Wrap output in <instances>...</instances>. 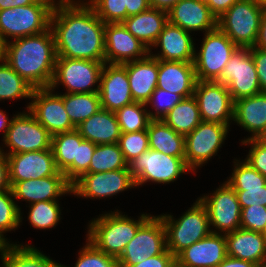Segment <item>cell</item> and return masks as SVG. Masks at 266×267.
<instances>
[{"label": "cell", "mask_w": 266, "mask_h": 267, "mask_svg": "<svg viewBox=\"0 0 266 267\" xmlns=\"http://www.w3.org/2000/svg\"><path fill=\"white\" fill-rule=\"evenodd\" d=\"M57 5L50 19L57 58L105 62L106 24L89 3Z\"/></svg>", "instance_id": "1"}, {"label": "cell", "mask_w": 266, "mask_h": 267, "mask_svg": "<svg viewBox=\"0 0 266 267\" xmlns=\"http://www.w3.org/2000/svg\"><path fill=\"white\" fill-rule=\"evenodd\" d=\"M55 39L47 31L4 44L3 59L33 88L50 87L56 65Z\"/></svg>", "instance_id": "2"}, {"label": "cell", "mask_w": 266, "mask_h": 267, "mask_svg": "<svg viewBox=\"0 0 266 267\" xmlns=\"http://www.w3.org/2000/svg\"><path fill=\"white\" fill-rule=\"evenodd\" d=\"M149 217L142 214L140 219L134 221L118 211L105 214L90 223L88 240L102 252L118 259Z\"/></svg>", "instance_id": "3"}, {"label": "cell", "mask_w": 266, "mask_h": 267, "mask_svg": "<svg viewBox=\"0 0 266 267\" xmlns=\"http://www.w3.org/2000/svg\"><path fill=\"white\" fill-rule=\"evenodd\" d=\"M54 4L48 0H38L28 6H17L0 11V38L5 44L9 37L17 39L37 35L50 28Z\"/></svg>", "instance_id": "4"}, {"label": "cell", "mask_w": 266, "mask_h": 267, "mask_svg": "<svg viewBox=\"0 0 266 267\" xmlns=\"http://www.w3.org/2000/svg\"><path fill=\"white\" fill-rule=\"evenodd\" d=\"M160 217L166 230L167 249L175 257L193 243L211 233H218L216 230H210L208 212L199 199L176 221L171 215H161Z\"/></svg>", "instance_id": "5"}, {"label": "cell", "mask_w": 266, "mask_h": 267, "mask_svg": "<svg viewBox=\"0 0 266 267\" xmlns=\"http://www.w3.org/2000/svg\"><path fill=\"white\" fill-rule=\"evenodd\" d=\"M262 13L257 0H239L217 19V27L239 48H251L258 38Z\"/></svg>", "instance_id": "6"}, {"label": "cell", "mask_w": 266, "mask_h": 267, "mask_svg": "<svg viewBox=\"0 0 266 267\" xmlns=\"http://www.w3.org/2000/svg\"><path fill=\"white\" fill-rule=\"evenodd\" d=\"M238 46L218 27L205 33L198 55L194 56L197 81H217Z\"/></svg>", "instance_id": "7"}, {"label": "cell", "mask_w": 266, "mask_h": 267, "mask_svg": "<svg viewBox=\"0 0 266 267\" xmlns=\"http://www.w3.org/2000/svg\"><path fill=\"white\" fill-rule=\"evenodd\" d=\"M128 166L136 186L148 181L156 183L174 182L180 174L190 170L182 158L152 149L144 151Z\"/></svg>", "instance_id": "8"}, {"label": "cell", "mask_w": 266, "mask_h": 267, "mask_svg": "<svg viewBox=\"0 0 266 267\" xmlns=\"http://www.w3.org/2000/svg\"><path fill=\"white\" fill-rule=\"evenodd\" d=\"M167 250L166 230L160 216H150L117 259L119 267H131Z\"/></svg>", "instance_id": "9"}, {"label": "cell", "mask_w": 266, "mask_h": 267, "mask_svg": "<svg viewBox=\"0 0 266 267\" xmlns=\"http://www.w3.org/2000/svg\"><path fill=\"white\" fill-rule=\"evenodd\" d=\"M105 62L73 58H56L51 90L59 84L66 86L67 93H99L100 85L91 88L98 81Z\"/></svg>", "instance_id": "10"}, {"label": "cell", "mask_w": 266, "mask_h": 267, "mask_svg": "<svg viewBox=\"0 0 266 267\" xmlns=\"http://www.w3.org/2000/svg\"><path fill=\"white\" fill-rule=\"evenodd\" d=\"M217 82L227 86L233 101L261 93L250 48L236 49Z\"/></svg>", "instance_id": "11"}, {"label": "cell", "mask_w": 266, "mask_h": 267, "mask_svg": "<svg viewBox=\"0 0 266 267\" xmlns=\"http://www.w3.org/2000/svg\"><path fill=\"white\" fill-rule=\"evenodd\" d=\"M14 116L4 137L7 154L51 149L52 135L30 113Z\"/></svg>", "instance_id": "12"}, {"label": "cell", "mask_w": 266, "mask_h": 267, "mask_svg": "<svg viewBox=\"0 0 266 267\" xmlns=\"http://www.w3.org/2000/svg\"><path fill=\"white\" fill-rule=\"evenodd\" d=\"M229 125L202 121L185 136V163L190 170L204 164L221 147Z\"/></svg>", "instance_id": "13"}, {"label": "cell", "mask_w": 266, "mask_h": 267, "mask_svg": "<svg viewBox=\"0 0 266 267\" xmlns=\"http://www.w3.org/2000/svg\"><path fill=\"white\" fill-rule=\"evenodd\" d=\"M193 96L202 121L229 125L234 118V101L224 84L217 81H197Z\"/></svg>", "instance_id": "14"}, {"label": "cell", "mask_w": 266, "mask_h": 267, "mask_svg": "<svg viewBox=\"0 0 266 267\" xmlns=\"http://www.w3.org/2000/svg\"><path fill=\"white\" fill-rule=\"evenodd\" d=\"M31 98L29 112L52 136L76 129L64 108L63 95L52 94L50 87L34 88Z\"/></svg>", "instance_id": "15"}, {"label": "cell", "mask_w": 266, "mask_h": 267, "mask_svg": "<svg viewBox=\"0 0 266 267\" xmlns=\"http://www.w3.org/2000/svg\"><path fill=\"white\" fill-rule=\"evenodd\" d=\"M135 187L129 166L125 169L85 173L72 184V193L82 197L103 198Z\"/></svg>", "instance_id": "16"}, {"label": "cell", "mask_w": 266, "mask_h": 267, "mask_svg": "<svg viewBox=\"0 0 266 267\" xmlns=\"http://www.w3.org/2000/svg\"><path fill=\"white\" fill-rule=\"evenodd\" d=\"M199 200L206 207L210 225L224 234L240 228L241 207L236 191L227 182L212 196H203Z\"/></svg>", "instance_id": "17"}, {"label": "cell", "mask_w": 266, "mask_h": 267, "mask_svg": "<svg viewBox=\"0 0 266 267\" xmlns=\"http://www.w3.org/2000/svg\"><path fill=\"white\" fill-rule=\"evenodd\" d=\"M104 39L106 64H125L141 60L151 52L125 28L122 22L106 23Z\"/></svg>", "instance_id": "18"}, {"label": "cell", "mask_w": 266, "mask_h": 267, "mask_svg": "<svg viewBox=\"0 0 266 267\" xmlns=\"http://www.w3.org/2000/svg\"><path fill=\"white\" fill-rule=\"evenodd\" d=\"M6 155L9 182L45 178L58 172L52 149Z\"/></svg>", "instance_id": "19"}, {"label": "cell", "mask_w": 266, "mask_h": 267, "mask_svg": "<svg viewBox=\"0 0 266 267\" xmlns=\"http://www.w3.org/2000/svg\"><path fill=\"white\" fill-rule=\"evenodd\" d=\"M99 95L101 108L116 112L125 105L134 102L127 77V70L122 64L103 66Z\"/></svg>", "instance_id": "20"}, {"label": "cell", "mask_w": 266, "mask_h": 267, "mask_svg": "<svg viewBox=\"0 0 266 267\" xmlns=\"http://www.w3.org/2000/svg\"><path fill=\"white\" fill-rule=\"evenodd\" d=\"M10 185L14 198L26 200L31 204L55 201L63 194L72 193V184L66 179L64 173L59 171L53 176L10 182Z\"/></svg>", "instance_id": "21"}, {"label": "cell", "mask_w": 266, "mask_h": 267, "mask_svg": "<svg viewBox=\"0 0 266 267\" xmlns=\"http://www.w3.org/2000/svg\"><path fill=\"white\" fill-rule=\"evenodd\" d=\"M227 257L225 234L211 233L185 248L176 257L181 267H216Z\"/></svg>", "instance_id": "22"}, {"label": "cell", "mask_w": 266, "mask_h": 267, "mask_svg": "<svg viewBox=\"0 0 266 267\" xmlns=\"http://www.w3.org/2000/svg\"><path fill=\"white\" fill-rule=\"evenodd\" d=\"M235 165L227 183L236 191L241 209L251 205L266 206V178L246 161Z\"/></svg>", "instance_id": "23"}, {"label": "cell", "mask_w": 266, "mask_h": 267, "mask_svg": "<svg viewBox=\"0 0 266 267\" xmlns=\"http://www.w3.org/2000/svg\"><path fill=\"white\" fill-rule=\"evenodd\" d=\"M168 21L185 31L217 28V18L212 14L206 3L198 0H181L168 11Z\"/></svg>", "instance_id": "24"}, {"label": "cell", "mask_w": 266, "mask_h": 267, "mask_svg": "<svg viewBox=\"0 0 266 267\" xmlns=\"http://www.w3.org/2000/svg\"><path fill=\"white\" fill-rule=\"evenodd\" d=\"M161 47V54L151 55L163 61L194 62L196 54L193 40L188 31L170 23L165 24L153 46Z\"/></svg>", "instance_id": "25"}, {"label": "cell", "mask_w": 266, "mask_h": 267, "mask_svg": "<svg viewBox=\"0 0 266 267\" xmlns=\"http://www.w3.org/2000/svg\"><path fill=\"white\" fill-rule=\"evenodd\" d=\"M196 83L194 63L158 60L157 88L187 98L193 96Z\"/></svg>", "instance_id": "26"}, {"label": "cell", "mask_w": 266, "mask_h": 267, "mask_svg": "<svg viewBox=\"0 0 266 267\" xmlns=\"http://www.w3.org/2000/svg\"><path fill=\"white\" fill-rule=\"evenodd\" d=\"M122 65L127 70V77L134 102L147 105L151 94L157 88L158 59L149 54L144 59Z\"/></svg>", "instance_id": "27"}, {"label": "cell", "mask_w": 266, "mask_h": 267, "mask_svg": "<svg viewBox=\"0 0 266 267\" xmlns=\"http://www.w3.org/2000/svg\"><path fill=\"white\" fill-rule=\"evenodd\" d=\"M227 256L259 265L266 256V240L262 232L239 228L225 234Z\"/></svg>", "instance_id": "28"}, {"label": "cell", "mask_w": 266, "mask_h": 267, "mask_svg": "<svg viewBox=\"0 0 266 267\" xmlns=\"http://www.w3.org/2000/svg\"><path fill=\"white\" fill-rule=\"evenodd\" d=\"M76 130L85 140L96 145L118 143L121 136L115 112L105 109L84 120Z\"/></svg>", "instance_id": "29"}, {"label": "cell", "mask_w": 266, "mask_h": 267, "mask_svg": "<svg viewBox=\"0 0 266 267\" xmlns=\"http://www.w3.org/2000/svg\"><path fill=\"white\" fill-rule=\"evenodd\" d=\"M167 22L168 12L150 7L137 15L127 17L122 24L150 49L149 46L155 43Z\"/></svg>", "instance_id": "30"}, {"label": "cell", "mask_w": 266, "mask_h": 267, "mask_svg": "<svg viewBox=\"0 0 266 267\" xmlns=\"http://www.w3.org/2000/svg\"><path fill=\"white\" fill-rule=\"evenodd\" d=\"M233 121L252 132L255 139L266 128V93L234 101Z\"/></svg>", "instance_id": "31"}, {"label": "cell", "mask_w": 266, "mask_h": 267, "mask_svg": "<svg viewBox=\"0 0 266 267\" xmlns=\"http://www.w3.org/2000/svg\"><path fill=\"white\" fill-rule=\"evenodd\" d=\"M147 132L149 149L185 161V136L175 132L163 120H151Z\"/></svg>", "instance_id": "32"}, {"label": "cell", "mask_w": 266, "mask_h": 267, "mask_svg": "<svg viewBox=\"0 0 266 267\" xmlns=\"http://www.w3.org/2000/svg\"><path fill=\"white\" fill-rule=\"evenodd\" d=\"M2 267H63L31 246L6 244L0 247Z\"/></svg>", "instance_id": "33"}, {"label": "cell", "mask_w": 266, "mask_h": 267, "mask_svg": "<svg viewBox=\"0 0 266 267\" xmlns=\"http://www.w3.org/2000/svg\"><path fill=\"white\" fill-rule=\"evenodd\" d=\"M162 120L183 136L192 132L202 122L195 97L184 98Z\"/></svg>", "instance_id": "34"}, {"label": "cell", "mask_w": 266, "mask_h": 267, "mask_svg": "<svg viewBox=\"0 0 266 267\" xmlns=\"http://www.w3.org/2000/svg\"><path fill=\"white\" fill-rule=\"evenodd\" d=\"M63 104L76 128L102 109L99 93H65L63 94Z\"/></svg>", "instance_id": "35"}, {"label": "cell", "mask_w": 266, "mask_h": 267, "mask_svg": "<svg viewBox=\"0 0 266 267\" xmlns=\"http://www.w3.org/2000/svg\"><path fill=\"white\" fill-rule=\"evenodd\" d=\"M83 140L76 129L52 136L51 149L59 172L63 173L73 161H77L78 145Z\"/></svg>", "instance_id": "36"}, {"label": "cell", "mask_w": 266, "mask_h": 267, "mask_svg": "<svg viewBox=\"0 0 266 267\" xmlns=\"http://www.w3.org/2000/svg\"><path fill=\"white\" fill-rule=\"evenodd\" d=\"M128 163L118 143L96 145L89 170L86 173H97L125 169Z\"/></svg>", "instance_id": "37"}, {"label": "cell", "mask_w": 266, "mask_h": 267, "mask_svg": "<svg viewBox=\"0 0 266 267\" xmlns=\"http://www.w3.org/2000/svg\"><path fill=\"white\" fill-rule=\"evenodd\" d=\"M0 64V100L31 98V87L10 65L4 60Z\"/></svg>", "instance_id": "38"}, {"label": "cell", "mask_w": 266, "mask_h": 267, "mask_svg": "<svg viewBox=\"0 0 266 267\" xmlns=\"http://www.w3.org/2000/svg\"><path fill=\"white\" fill-rule=\"evenodd\" d=\"M146 104L132 102L115 112L121 133L147 130L151 121Z\"/></svg>", "instance_id": "39"}, {"label": "cell", "mask_w": 266, "mask_h": 267, "mask_svg": "<svg viewBox=\"0 0 266 267\" xmlns=\"http://www.w3.org/2000/svg\"><path fill=\"white\" fill-rule=\"evenodd\" d=\"M12 190L0 191V245H6L8 242L2 233L16 229L21 222L20 208L13 199Z\"/></svg>", "instance_id": "40"}, {"label": "cell", "mask_w": 266, "mask_h": 267, "mask_svg": "<svg viewBox=\"0 0 266 267\" xmlns=\"http://www.w3.org/2000/svg\"><path fill=\"white\" fill-rule=\"evenodd\" d=\"M58 201H40L31 204L29 221L37 229H48L56 226L60 219Z\"/></svg>", "instance_id": "41"}, {"label": "cell", "mask_w": 266, "mask_h": 267, "mask_svg": "<svg viewBox=\"0 0 266 267\" xmlns=\"http://www.w3.org/2000/svg\"><path fill=\"white\" fill-rule=\"evenodd\" d=\"M118 144L123 153L125 161L129 164L149 149L148 132L141 130L137 132L121 133Z\"/></svg>", "instance_id": "42"}, {"label": "cell", "mask_w": 266, "mask_h": 267, "mask_svg": "<svg viewBox=\"0 0 266 267\" xmlns=\"http://www.w3.org/2000/svg\"><path fill=\"white\" fill-rule=\"evenodd\" d=\"M96 15L106 23H119L127 18L125 0H90Z\"/></svg>", "instance_id": "43"}, {"label": "cell", "mask_w": 266, "mask_h": 267, "mask_svg": "<svg viewBox=\"0 0 266 267\" xmlns=\"http://www.w3.org/2000/svg\"><path fill=\"white\" fill-rule=\"evenodd\" d=\"M95 147V143L85 139L78 145L77 161H73V163L63 172L66 179L71 184L89 170Z\"/></svg>", "instance_id": "44"}, {"label": "cell", "mask_w": 266, "mask_h": 267, "mask_svg": "<svg viewBox=\"0 0 266 267\" xmlns=\"http://www.w3.org/2000/svg\"><path fill=\"white\" fill-rule=\"evenodd\" d=\"M87 241L88 243L79 252L75 267H119L117 258L107 255L89 240Z\"/></svg>", "instance_id": "45"}, {"label": "cell", "mask_w": 266, "mask_h": 267, "mask_svg": "<svg viewBox=\"0 0 266 267\" xmlns=\"http://www.w3.org/2000/svg\"><path fill=\"white\" fill-rule=\"evenodd\" d=\"M184 98L178 94L170 93L160 88H156L151 94L147 104L151 103L155 108V114L148 112L151 120H162L167 113L172 110Z\"/></svg>", "instance_id": "46"}, {"label": "cell", "mask_w": 266, "mask_h": 267, "mask_svg": "<svg viewBox=\"0 0 266 267\" xmlns=\"http://www.w3.org/2000/svg\"><path fill=\"white\" fill-rule=\"evenodd\" d=\"M266 227V206L251 205L241 209L240 228L262 232Z\"/></svg>", "instance_id": "47"}, {"label": "cell", "mask_w": 266, "mask_h": 267, "mask_svg": "<svg viewBox=\"0 0 266 267\" xmlns=\"http://www.w3.org/2000/svg\"><path fill=\"white\" fill-rule=\"evenodd\" d=\"M242 144L252 145L245 161L266 178V146L252 138L243 140Z\"/></svg>", "instance_id": "48"}, {"label": "cell", "mask_w": 266, "mask_h": 267, "mask_svg": "<svg viewBox=\"0 0 266 267\" xmlns=\"http://www.w3.org/2000/svg\"><path fill=\"white\" fill-rule=\"evenodd\" d=\"M250 51L256 66L261 92L266 93V51L255 46L251 47Z\"/></svg>", "instance_id": "49"}, {"label": "cell", "mask_w": 266, "mask_h": 267, "mask_svg": "<svg viewBox=\"0 0 266 267\" xmlns=\"http://www.w3.org/2000/svg\"><path fill=\"white\" fill-rule=\"evenodd\" d=\"M175 261V256L167 249L164 253L146 258L131 267H170Z\"/></svg>", "instance_id": "50"}, {"label": "cell", "mask_w": 266, "mask_h": 267, "mask_svg": "<svg viewBox=\"0 0 266 267\" xmlns=\"http://www.w3.org/2000/svg\"><path fill=\"white\" fill-rule=\"evenodd\" d=\"M238 1L239 0H208L206 5L210 8L212 14L218 19Z\"/></svg>", "instance_id": "51"}, {"label": "cell", "mask_w": 266, "mask_h": 267, "mask_svg": "<svg viewBox=\"0 0 266 267\" xmlns=\"http://www.w3.org/2000/svg\"><path fill=\"white\" fill-rule=\"evenodd\" d=\"M0 148V191L10 190L8 157Z\"/></svg>", "instance_id": "52"}, {"label": "cell", "mask_w": 266, "mask_h": 267, "mask_svg": "<svg viewBox=\"0 0 266 267\" xmlns=\"http://www.w3.org/2000/svg\"><path fill=\"white\" fill-rule=\"evenodd\" d=\"M127 17L137 15L150 8L148 0H125Z\"/></svg>", "instance_id": "53"}, {"label": "cell", "mask_w": 266, "mask_h": 267, "mask_svg": "<svg viewBox=\"0 0 266 267\" xmlns=\"http://www.w3.org/2000/svg\"><path fill=\"white\" fill-rule=\"evenodd\" d=\"M255 47L266 51V10H263Z\"/></svg>", "instance_id": "54"}, {"label": "cell", "mask_w": 266, "mask_h": 267, "mask_svg": "<svg viewBox=\"0 0 266 267\" xmlns=\"http://www.w3.org/2000/svg\"><path fill=\"white\" fill-rule=\"evenodd\" d=\"M216 267H258L257 264L244 261L241 259L227 256L218 266Z\"/></svg>", "instance_id": "55"}, {"label": "cell", "mask_w": 266, "mask_h": 267, "mask_svg": "<svg viewBox=\"0 0 266 267\" xmlns=\"http://www.w3.org/2000/svg\"><path fill=\"white\" fill-rule=\"evenodd\" d=\"M151 8H156L168 12L175 4L181 0H148Z\"/></svg>", "instance_id": "56"}, {"label": "cell", "mask_w": 266, "mask_h": 267, "mask_svg": "<svg viewBox=\"0 0 266 267\" xmlns=\"http://www.w3.org/2000/svg\"><path fill=\"white\" fill-rule=\"evenodd\" d=\"M38 0H0V11L17 6H28L35 4Z\"/></svg>", "instance_id": "57"}, {"label": "cell", "mask_w": 266, "mask_h": 267, "mask_svg": "<svg viewBox=\"0 0 266 267\" xmlns=\"http://www.w3.org/2000/svg\"><path fill=\"white\" fill-rule=\"evenodd\" d=\"M12 122V119L10 121H8V118L6 117V115L4 114L3 111L0 110V131L3 129L4 130V136L6 135L10 124Z\"/></svg>", "instance_id": "58"}, {"label": "cell", "mask_w": 266, "mask_h": 267, "mask_svg": "<svg viewBox=\"0 0 266 267\" xmlns=\"http://www.w3.org/2000/svg\"><path fill=\"white\" fill-rule=\"evenodd\" d=\"M263 146H266V128L255 138Z\"/></svg>", "instance_id": "59"}, {"label": "cell", "mask_w": 266, "mask_h": 267, "mask_svg": "<svg viewBox=\"0 0 266 267\" xmlns=\"http://www.w3.org/2000/svg\"><path fill=\"white\" fill-rule=\"evenodd\" d=\"M3 57H4V43L0 38V61L3 59Z\"/></svg>", "instance_id": "60"}, {"label": "cell", "mask_w": 266, "mask_h": 267, "mask_svg": "<svg viewBox=\"0 0 266 267\" xmlns=\"http://www.w3.org/2000/svg\"><path fill=\"white\" fill-rule=\"evenodd\" d=\"M48 1H50L52 4L55 5L54 0H48ZM71 2H73V0H59V3H56V4H68V3H71Z\"/></svg>", "instance_id": "61"}, {"label": "cell", "mask_w": 266, "mask_h": 267, "mask_svg": "<svg viewBox=\"0 0 266 267\" xmlns=\"http://www.w3.org/2000/svg\"><path fill=\"white\" fill-rule=\"evenodd\" d=\"M257 2L263 10H266V0H257Z\"/></svg>", "instance_id": "62"}, {"label": "cell", "mask_w": 266, "mask_h": 267, "mask_svg": "<svg viewBox=\"0 0 266 267\" xmlns=\"http://www.w3.org/2000/svg\"><path fill=\"white\" fill-rule=\"evenodd\" d=\"M258 267H266V256L263 261L258 265Z\"/></svg>", "instance_id": "63"}, {"label": "cell", "mask_w": 266, "mask_h": 267, "mask_svg": "<svg viewBox=\"0 0 266 267\" xmlns=\"http://www.w3.org/2000/svg\"><path fill=\"white\" fill-rule=\"evenodd\" d=\"M170 267H181L176 261Z\"/></svg>", "instance_id": "64"}, {"label": "cell", "mask_w": 266, "mask_h": 267, "mask_svg": "<svg viewBox=\"0 0 266 267\" xmlns=\"http://www.w3.org/2000/svg\"><path fill=\"white\" fill-rule=\"evenodd\" d=\"M262 234H263V236H264V238H265V240H266V227H265V229L262 231Z\"/></svg>", "instance_id": "65"}, {"label": "cell", "mask_w": 266, "mask_h": 267, "mask_svg": "<svg viewBox=\"0 0 266 267\" xmlns=\"http://www.w3.org/2000/svg\"><path fill=\"white\" fill-rule=\"evenodd\" d=\"M198 1H201V2H204V3H206L208 0H198Z\"/></svg>", "instance_id": "66"}]
</instances>
